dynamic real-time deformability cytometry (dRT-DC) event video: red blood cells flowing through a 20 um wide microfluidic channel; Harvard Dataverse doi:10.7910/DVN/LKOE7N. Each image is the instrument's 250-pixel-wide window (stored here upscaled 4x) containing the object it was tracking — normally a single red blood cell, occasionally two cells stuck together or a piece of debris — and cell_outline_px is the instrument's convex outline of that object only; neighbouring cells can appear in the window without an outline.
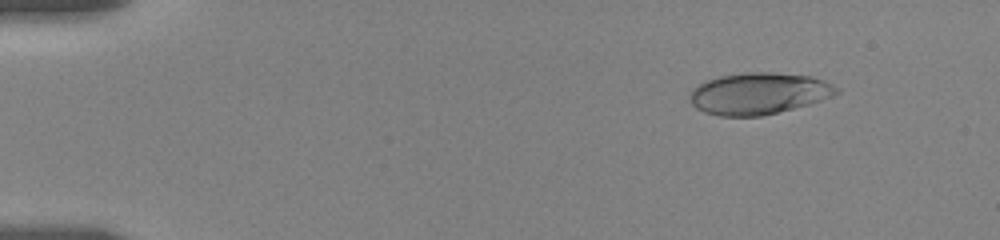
{"species": "human", "species_latin": "Homo sapiens", "temperature_condition": "room temperature", "stored_images_in_passage": 47, "camera_frame_rate_fps": 3000, "um_per_image_px": 0.085, "donor": {"sex": "female"}, "frame": {"image": 1, "passage_image": 7, "time_ms": 2.0, "image_size_px": [1000, 240], "cell_outline_px": [[840, 92], [832, 96], [808, 104], [760, 116], [720, 116], [704, 112], [696, 108], [692, 104], [688, 96], [692, 88], [704, 80], [720, 76], [748, 72], [772, 72], [812, 76], [824, 80], [840, 88]], "centroid_in_image_um": [64.46, 7.93], "position_along_channel_um": 20.5, "area_um2": 35.66}}
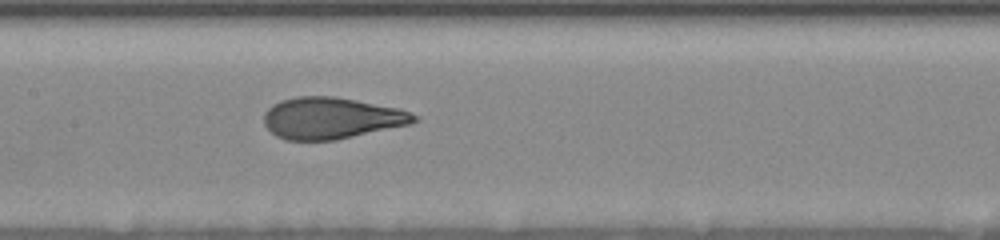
{"frame": {"image": 2, "passage_image": 27, "time_ms": 9.333, "image_size_px": [1000, 240], "cell_outline_px": [[420, 120], [412, 124], [336, 140], [284, 140], [276, 136], [264, 124], [264, 112], [272, 104], [280, 100], [296, 96], [332, 96], [356, 100], [400, 108], [420, 116]], "centroid_in_image_um": [28.2, 10.04], "position_along_channel_um": 179.2, "area_um2": 36.7}}
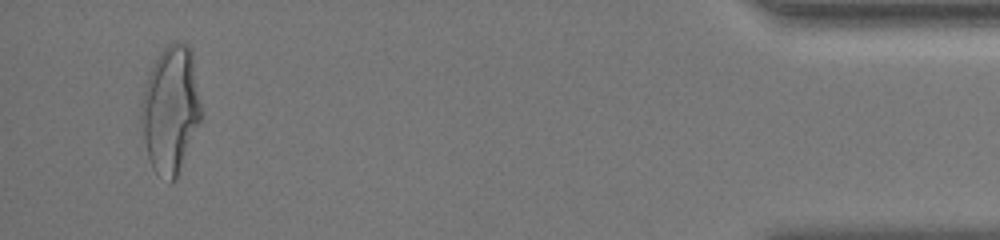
{"frame": {"image": 3, "passage_image": 45, "time_ms": 18.0, "image_size_px": [1000, 240], "cell_outline_px": [[200, 120], [176, 180], [172, 184], [168, 184], [152, 168], [148, 156], [144, 140], [140, 120], [140, 104], [144, 88], [148, 76], [160, 52], [172, 40], [176, 40], [188, 44], [192, 48], [200, 104]], "centroid_in_image_um": [14.48, 9.31], "position_along_channel_um": 420.7, "area_um2": 44.45}, "authors_computed_cell_mechanics": {"area_um2": 36.703, "velocity_mm_per_s": 3.5472, "shape_relaxation_time_tau1_ms": 4.87, "shape_relaxation_time_tau2_ms": null, "deformation_change_tau1": 0.2059, "deformation_change_tau2": null}}